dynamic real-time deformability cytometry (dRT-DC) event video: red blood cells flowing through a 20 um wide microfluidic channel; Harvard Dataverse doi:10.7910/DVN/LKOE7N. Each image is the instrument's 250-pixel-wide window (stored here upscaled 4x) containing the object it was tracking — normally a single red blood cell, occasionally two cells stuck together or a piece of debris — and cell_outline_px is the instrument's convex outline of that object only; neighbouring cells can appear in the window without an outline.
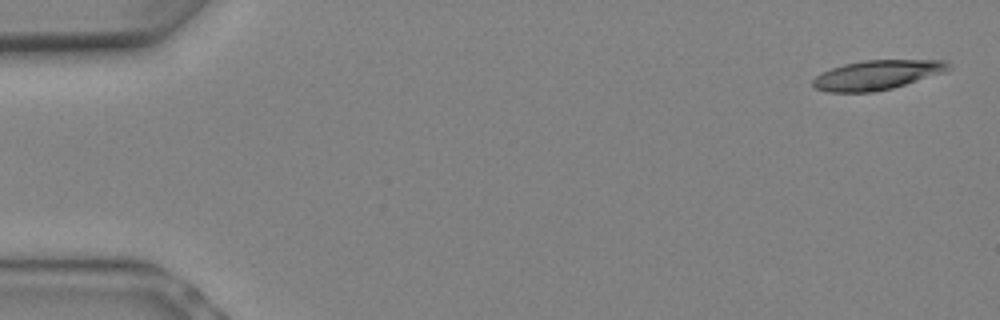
{"species": "Egyptian fruit bat (a non-hibernating species)", "species_latin": "Rousettus aegyptiacus", "temperature_condition": "warm", "stored_images_in_passage": 8, "camera_frame_rate_fps": 3000, "um_per_image_px": 0.085, "animal": {"sex": "female"}, "frame": {"image": 1, "passage_image": 1, "time_ms": 0.0, "image_size_px": [1000, 320], "cell_outline_px": [[952, 68], [944, 72], [892, 88], [876, 92], [828, 92], [816, 88], [812, 84], [812, 80], [820, 72], [844, 64], [864, 60], [944, 60]], "centroid_in_image_um": [74.52, 6.37], "position_along_channel_um": 10.5, "area_um2": 23.18}}
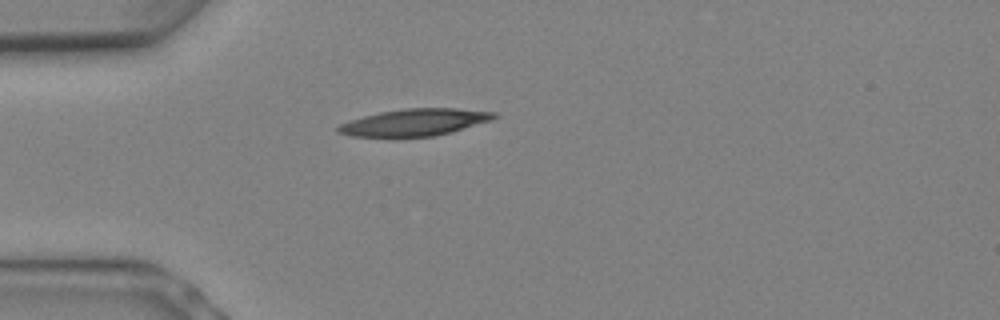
{"frame": {"image": 2, "passage_image": 6, "time_ms": 1.667, "image_size_px": [1000, 320], "cell_outline_px": [[500, 116], [492, 120], [452, 132], [436, 136], [352, 136], [336, 132], [336, 128], [340, 124], [364, 116], [380, 112], [404, 108], [456, 108], [496, 112]], "centroid_in_image_um": [35.31, 10.39], "position_along_channel_um": 49.7, "area_um2": 24.39}}
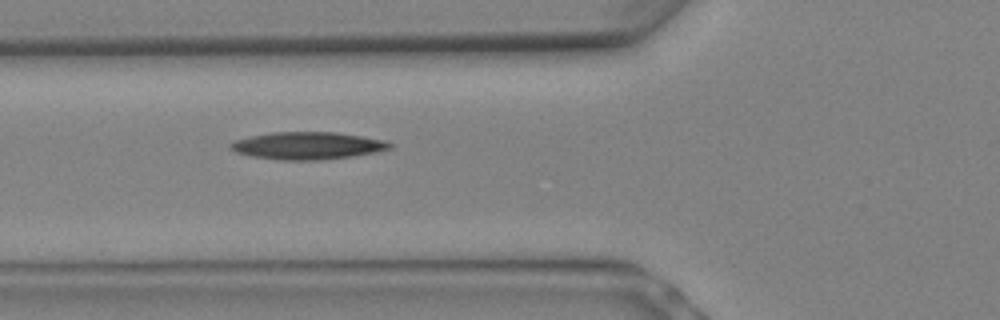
{"frame": {"image": 3, "passage_image": 8, "time_ms": 2.333, "image_size_px": [1000, 320], "cell_outline_px": [[392, 148], [376, 152], [352, 156], [324, 160], [280, 160], [248, 156], [236, 152], [228, 148], [228, 144], [232, 140], [272, 132], [336, 132], [364, 136], [384, 140], [392, 144]], "centroid_in_image_um": [26.11, 12.38], "position_along_channel_um": 99.7, "area_um2": 25.72}}